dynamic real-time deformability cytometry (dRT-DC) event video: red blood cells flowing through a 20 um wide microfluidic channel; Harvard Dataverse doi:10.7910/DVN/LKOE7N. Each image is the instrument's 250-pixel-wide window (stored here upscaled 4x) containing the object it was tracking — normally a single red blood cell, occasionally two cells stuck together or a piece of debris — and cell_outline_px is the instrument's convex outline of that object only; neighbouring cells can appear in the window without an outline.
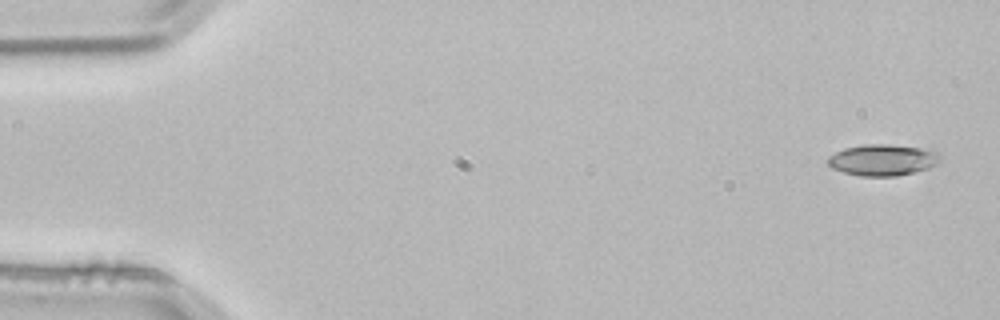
{"species": "common noctule bat (a hibernating species)", "species_latin": "Nyctalus noctula", "temperature_condition": "room temperature", "stored_images_in_passage": 3, "camera_frame_rate_fps": 3000, "um_per_image_px": 0.085, "animal": {"sex": "male", "body_mass_g": 21.5, "forearm_length_mm": 52.0}, "frame": {"image": 1, "passage_image": 1, "time_ms": 0.0, "image_size_px": [1000, 320], "cell_outline_px": [[940, 160], [936, 164], [928, 168], [896, 176], [860, 176], [844, 172], [832, 168], [828, 164], [828, 156], [844, 148], [864, 144], [888, 144], [932, 148], [940, 156]], "centroid_in_image_um": [75.05, 13.58], "position_along_channel_um": 10.0, "area_um2": 20.63}}
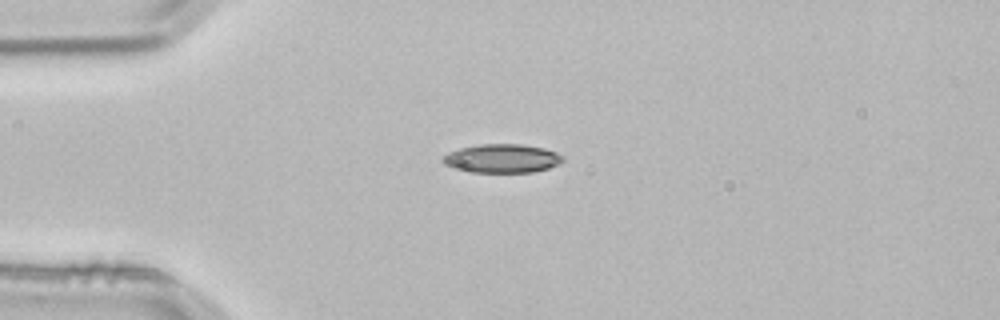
{"frame": {"image": 2, "passage_image": 3, "time_ms": 0.667, "image_size_px": [1000, 320], "cell_outline_px": [[564, 160], [560, 164], [548, 168], [532, 172], [472, 172], [452, 168], [444, 164], [440, 160], [448, 152], [460, 148], [480, 144], [524, 144], [544, 148], [556, 152], [564, 156]], "centroid_in_image_um": [42.68, 13.46], "position_along_channel_um": 42.3, "area_um2": 20.23}}